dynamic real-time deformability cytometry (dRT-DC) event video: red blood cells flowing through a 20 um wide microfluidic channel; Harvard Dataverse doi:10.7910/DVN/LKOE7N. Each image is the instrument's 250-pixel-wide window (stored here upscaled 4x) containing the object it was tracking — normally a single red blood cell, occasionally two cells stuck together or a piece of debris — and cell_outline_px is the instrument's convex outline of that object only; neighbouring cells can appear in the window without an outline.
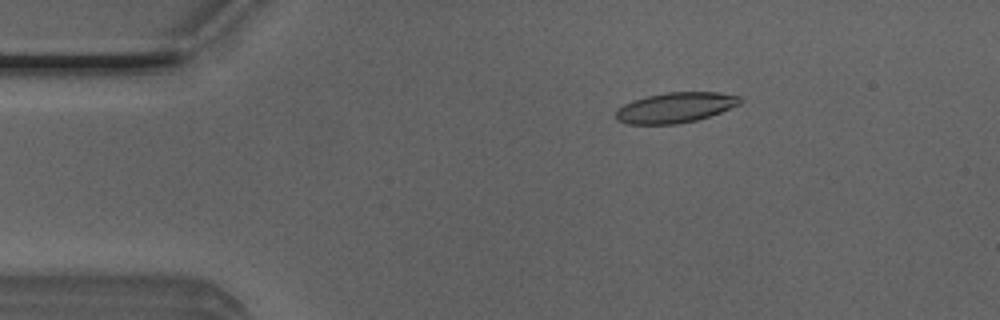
{"species": "Egyptian fruit bat (a non-hibernating species)", "species_latin": "Rousettus aegyptiacus", "temperature_condition": "room temperature", "stored_images_in_passage": 45, "camera_frame_rate_fps": 3000, "um_per_image_px": 0.085, "animal": {"sex": "male"}, "frame": {"image": 1, "passage_image": 3, "time_ms": 0.667, "image_size_px": [1000, 320], "cell_outline_px": [[744, 100], [740, 104], [720, 112], [696, 120], [676, 124], [628, 124], [616, 120], [616, 108], [632, 100], [664, 92], [716, 92], [740, 96]], "centroid_in_image_um": [57.39, 9.14], "position_along_channel_um": 27.6, "area_um2": 21.96}}
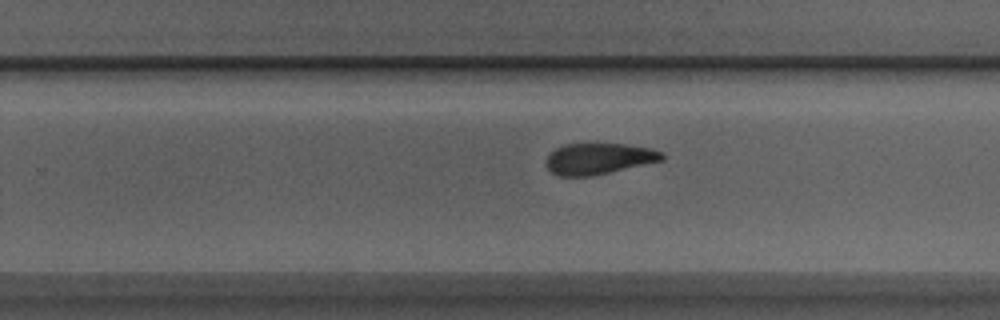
{"frame": {"image": 2, "passage_image": 26, "time_ms": 8.333, "image_size_px": [1000, 320], "cell_outline_px": [[664, 160], [592, 176], [556, 176], [544, 164], [544, 160], [548, 152], [564, 144], [624, 144], [652, 148], [664, 152]], "centroid_in_image_um": [50.86, 13.49], "position_along_channel_um": 278.9, "area_um2": 21.33}}
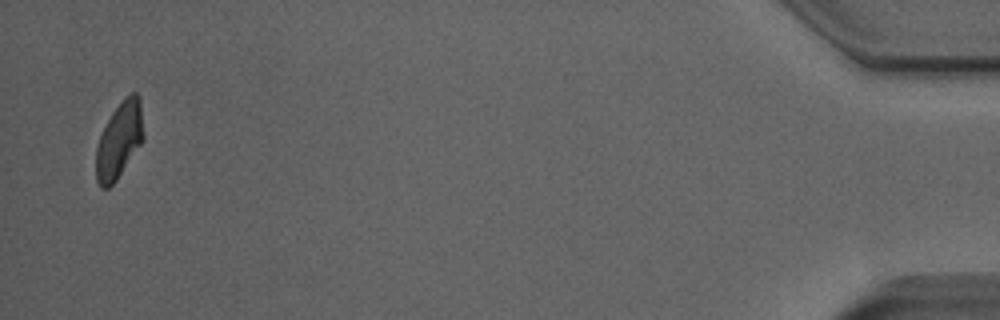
{"frame": {"image": 3, "passage_image": 44, "time_ms": 14.333, "image_size_px": [1000, 320], "cell_outline_px": [[144, 140], [116, 180], [108, 188], [100, 188], [96, 180], [96, 148], [100, 136], [112, 112], [124, 96], [132, 92], [136, 92], [140, 96], [144, 136]], "centroid_in_image_um": [10.15, 11.9], "position_along_channel_um": 425.1, "area_um2": 21.15}, "authors_computed_cell_mechanics": {"area_um2": 22.0796, "velocity_mm_per_s": 4.0073, "shape_relaxation_time_tau1_ms": 7.0912, "shape_relaxation_time_tau2_ms": 3.2528, "deformation_change_tau1": 0.1934, "deformation_change_tau2": 0.1048}}